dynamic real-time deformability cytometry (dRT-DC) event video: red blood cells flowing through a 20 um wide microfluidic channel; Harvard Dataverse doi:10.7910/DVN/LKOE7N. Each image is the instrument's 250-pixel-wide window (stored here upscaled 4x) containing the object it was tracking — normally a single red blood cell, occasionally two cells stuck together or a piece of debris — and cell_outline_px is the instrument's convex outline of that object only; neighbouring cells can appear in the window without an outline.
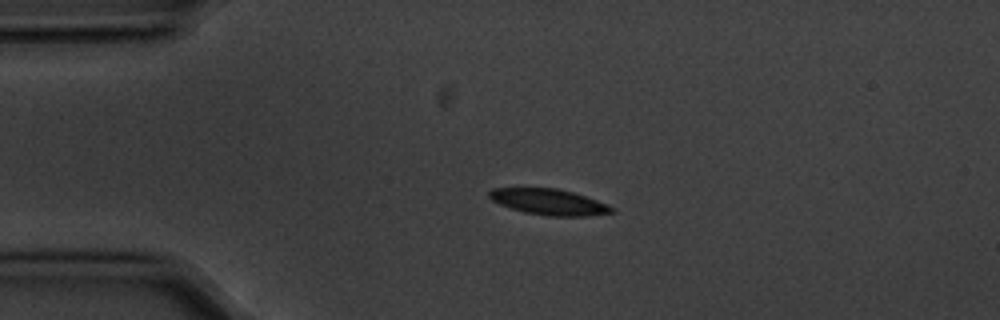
{"species": "common noctule bat (a hibernating species)", "species_latin": "Nyctalus noctula", "temperature_condition": "cold", "stored_images_in_passage": 2, "camera_frame_rate_fps": 3000, "um_per_image_px": 0.085, "animal": {"sex": "male", "body_mass_g": 20.1, "forearm_length_mm": 53.5}, "frame": {"image": 1, "passage_image": 1, "time_ms": 0.0, "image_size_px": [1000, 320], "cell_outline_px": [[616, 212], [588, 216], [548, 216], [524, 212], [500, 204], [492, 200], [488, 196], [488, 192], [492, 188], [556, 188], [572, 192], [608, 204], [616, 208]], "centroid_in_image_um": [46.69, 17.17], "position_along_channel_um": 38.3, "area_um2": 18.5}}